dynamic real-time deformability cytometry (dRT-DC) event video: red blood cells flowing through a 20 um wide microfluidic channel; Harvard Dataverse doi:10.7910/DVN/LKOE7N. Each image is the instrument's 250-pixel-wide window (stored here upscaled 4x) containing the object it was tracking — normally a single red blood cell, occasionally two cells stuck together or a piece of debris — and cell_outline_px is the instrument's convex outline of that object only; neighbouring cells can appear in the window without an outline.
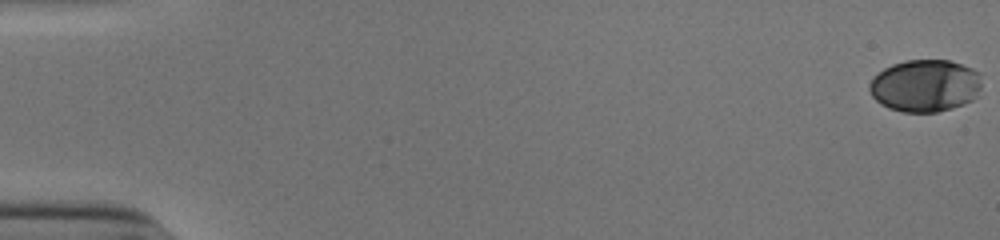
{"species": "human", "species_latin": "Homo sapiens", "temperature_condition": "cold", "stored_images_in_passage": 54, "camera_frame_rate_fps": 3000, "um_per_image_px": 0.085, "donor": {"sex": "male"}, "frame": {"image": 1, "passage_image": 1, "time_ms": 0.0, "image_size_px": [1000, 240], "cell_outline_px": [[980, 96], [964, 104], [952, 108], [936, 112], [904, 112], [888, 108], [880, 104], [872, 96], [868, 88], [868, 84], [884, 68], [892, 64], [904, 60], [948, 60], [972, 68], [980, 72]], "centroid_in_image_um": [78.65, 7.29], "position_along_channel_um": 6.3, "area_um2": 34.45}}
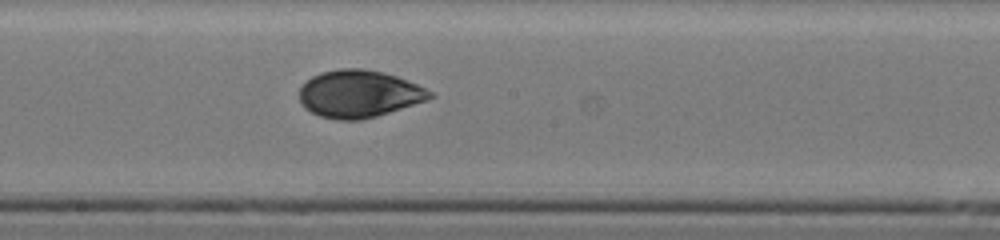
{"frame": {"image": 2, "passage_image": 31, "time_ms": 10.0, "image_size_px": [1000, 240], "cell_outline_px": [[436, 96], [376, 116], [360, 120], [336, 120], [320, 116], [304, 108], [300, 100], [300, 88], [312, 76], [320, 72], [340, 68], [364, 68], [384, 72], [396, 76], [416, 84], [432, 92]], "centroid_in_image_um": [30.48, 7.97], "position_along_channel_um": 217.7, "area_um2": 35.72}}
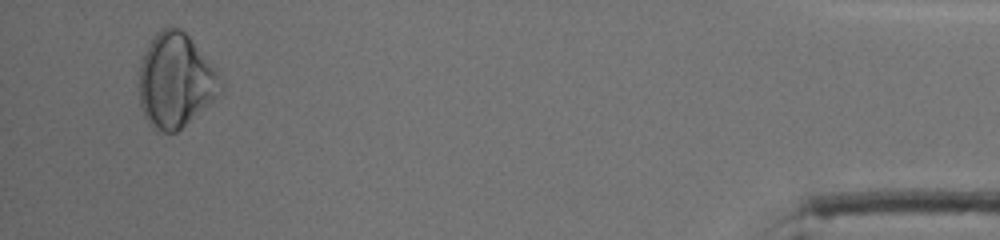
{"frame": {"image": 3, "passage_image": 52, "time_ms": 17.0, "image_size_px": [1000, 240], "cell_outline_px": [[224, 88], [212, 100], [176, 132], [164, 132], [152, 128], [148, 124], [140, 108], [140, 64], [144, 52], [152, 36], [160, 28], [180, 28], [188, 36], [216, 68], [224, 84]], "centroid_in_image_um": [14.91, 6.84], "position_along_channel_um": 420.3, "area_um2": 44.51}, "authors_computed_cell_mechanics": {"area_um2": 35.5181, "velocity_mm_per_s": 3.9039, "shape_relaxation_time_tau1_ms": 3.2601, "shape_relaxation_time_tau2_ms": 2.0086, "deformation_change_tau1": 0.0975, "deformation_change_tau2": 0.0466}}